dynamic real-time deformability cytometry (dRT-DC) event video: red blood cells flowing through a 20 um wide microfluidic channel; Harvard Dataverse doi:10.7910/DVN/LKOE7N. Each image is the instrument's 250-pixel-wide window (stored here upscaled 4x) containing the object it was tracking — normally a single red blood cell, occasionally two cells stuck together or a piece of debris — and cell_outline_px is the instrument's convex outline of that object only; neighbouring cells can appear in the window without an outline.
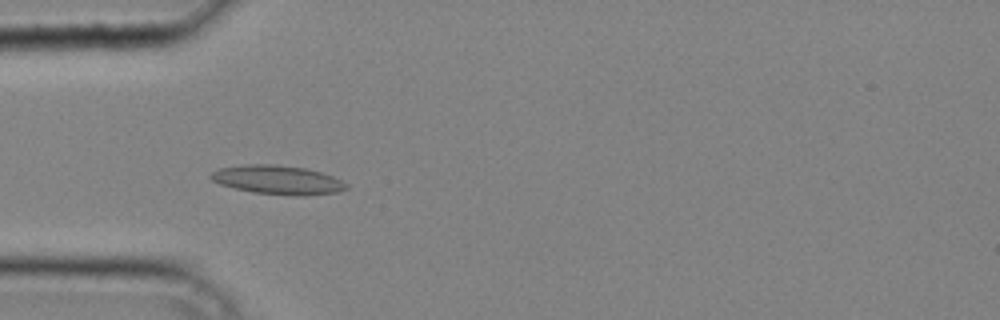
{"species": "common noctule bat (a hibernating species)", "species_latin": "Nyctalus noctula", "temperature_condition": "cold", "stored_images_in_passage": 40, "camera_frame_rate_fps": 3000, "um_per_image_px": 0.085, "animal": {"sex": "male", "body_mass_g": 20.4}, "frame": {"image": 1, "passage_image": 12, "time_ms": 3.667, "image_size_px": [1000, 320], "cell_outline_px": [[348, 188], [340, 192], [304, 196], [296, 196], [252, 192], [220, 184], [212, 180], [208, 176], [212, 172], [220, 168], [248, 164], [276, 164], [304, 168], [320, 172], [332, 176], [348, 184]], "centroid_in_image_um": [23.63, 15.29], "position_along_channel_um": 61.4, "area_um2": 22.83}}
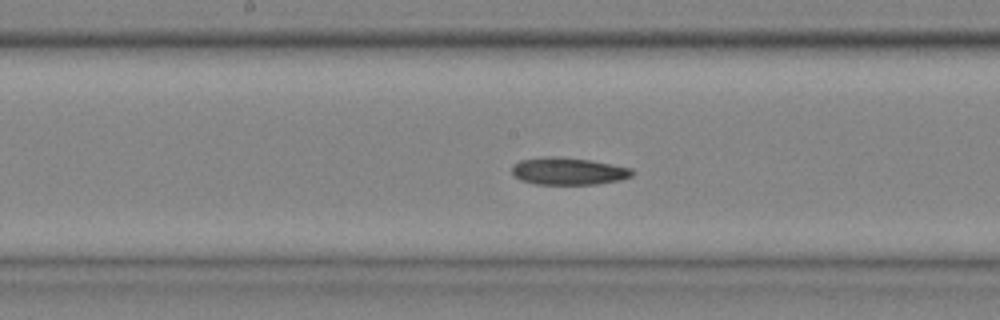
{"frame": {"image": 2, "passage_image": 21, "time_ms": 6.667, "image_size_px": [1000, 320], "cell_outline_px": [[636, 172], [632, 176], [620, 180], [596, 184], [536, 184], [520, 180], [512, 172], [512, 164], [520, 160], [544, 156], [560, 156], [588, 160], [632, 168]], "centroid_in_image_um": [48.3, 14.54], "position_along_channel_um": 199.9, "area_um2": 19.19}}
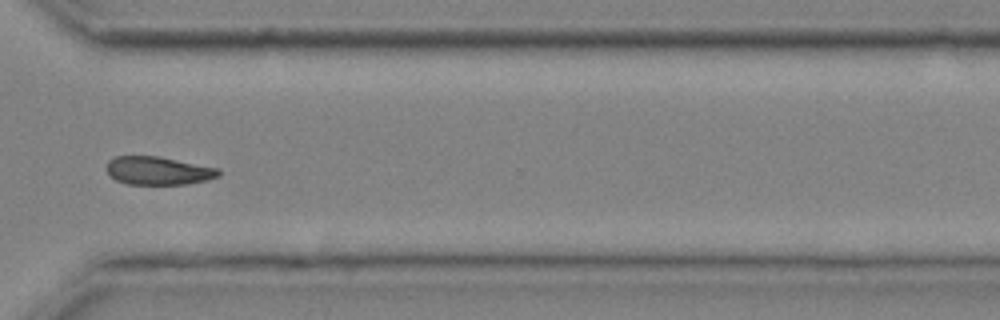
{"frame": {"image": 3, "passage_image": 31, "time_ms": 10.0, "image_size_px": [1000, 320], "cell_outline_px": [[220, 176], [208, 180], [188, 184], [128, 184], [116, 180], [108, 172], [108, 160], [116, 156], [160, 156], [220, 168]], "centroid_in_image_um": [13.51, 14.5], "position_along_channel_um": 357.1, "area_um2": 18.5}}